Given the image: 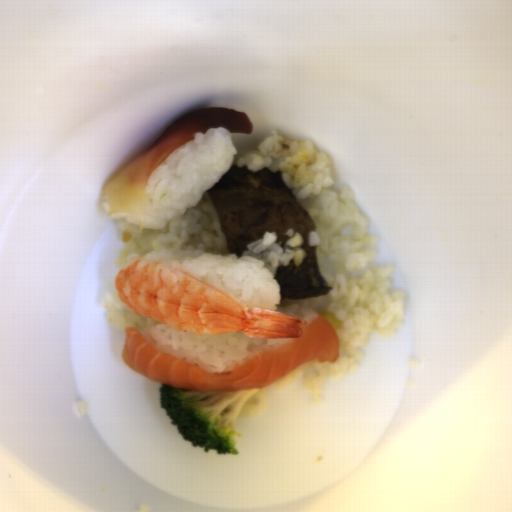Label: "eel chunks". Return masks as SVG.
I'll return each instance as SVG.
<instances>
[{"label":"eel chunks","instance_id":"1","mask_svg":"<svg viewBox=\"0 0 512 512\" xmlns=\"http://www.w3.org/2000/svg\"><path fill=\"white\" fill-rule=\"evenodd\" d=\"M227 240L230 255L241 258L250 243L275 232L283 249L289 240L286 232L294 229L302 237L306 257L301 266L293 259L278 266L274 278L279 283L281 300H304L328 295L334 288L318 269L316 246H309V234L316 231L311 216L283 179L281 169L269 167L257 171L231 164L225 174L206 189Z\"/></svg>","mask_w":512,"mask_h":512}]
</instances>
